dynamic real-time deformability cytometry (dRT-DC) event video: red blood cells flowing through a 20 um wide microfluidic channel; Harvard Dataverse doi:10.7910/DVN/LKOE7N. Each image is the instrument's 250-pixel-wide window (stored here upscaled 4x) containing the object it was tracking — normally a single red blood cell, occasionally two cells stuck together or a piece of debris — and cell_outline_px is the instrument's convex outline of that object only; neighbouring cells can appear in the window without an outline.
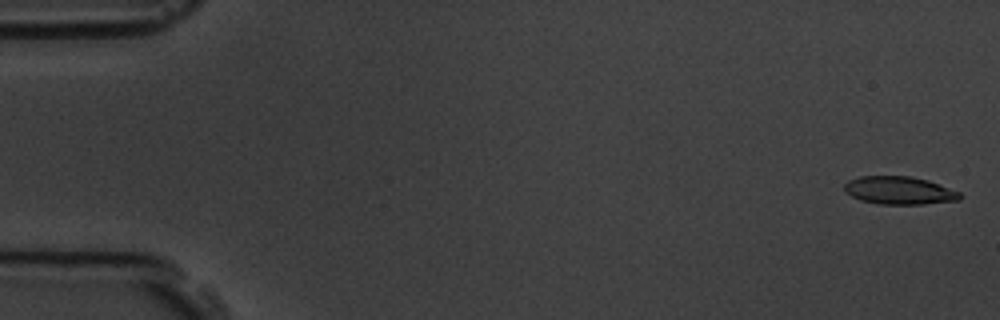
{"species": "common noctule bat (a hibernating species)", "species_latin": "Nyctalus noctula", "temperature_condition": "room temperature", "stored_images_in_passage": 4, "camera_frame_rate_fps": 3000, "um_per_image_px": 0.085, "animal": {"sex": "male", "body_mass_g": 19.5, "forearm_length_mm": 54.6}, "frame": {"image": 1, "passage_image": 1, "time_ms": 0.0, "image_size_px": [1000, 320], "cell_outline_px": [[964, 196], [960, 200], [924, 204], [880, 204], [860, 200], [852, 196], [844, 188], [844, 184], [848, 180], [860, 176], [908, 176], [928, 180], [960, 192]], "centroid_in_image_um": [76.47, 16.19], "position_along_channel_um": 8.5, "area_um2": 18.79}}